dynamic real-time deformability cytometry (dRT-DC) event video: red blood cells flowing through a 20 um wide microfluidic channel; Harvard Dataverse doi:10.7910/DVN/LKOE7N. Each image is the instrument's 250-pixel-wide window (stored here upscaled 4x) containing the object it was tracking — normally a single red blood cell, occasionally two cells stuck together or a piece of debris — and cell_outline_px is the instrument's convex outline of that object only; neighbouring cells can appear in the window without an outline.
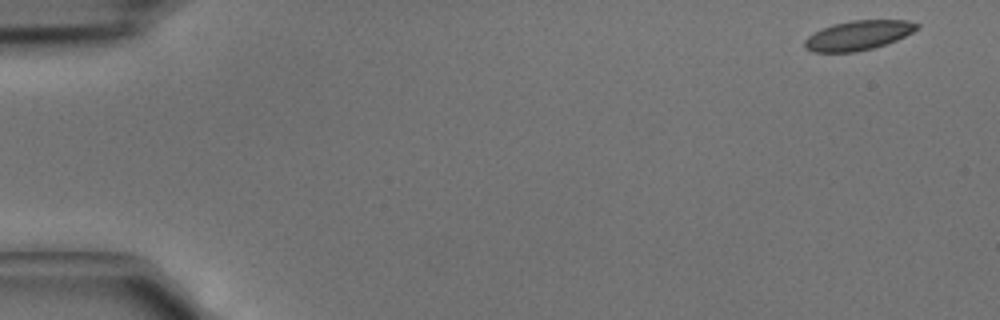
{"species": "common noctule bat (a hibernating species)", "species_latin": "Nyctalus noctula", "temperature_condition": "cold", "stored_images_in_passage": 3, "camera_frame_rate_fps": 3000, "um_per_image_px": 0.085, "animal": {"sex": "male", "body_mass_g": 15.6}, "frame": {"image": 1, "passage_image": 1, "time_ms": 0.0, "image_size_px": [1000, 320], "cell_outline_px": [[920, 28], [896, 40], [872, 48], [856, 52], [812, 52], [804, 48], [804, 40], [808, 36], [832, 24], [852, 20], [908, 20], [920, 24]], "centroid_in_image_um": [72.95, 3.0], "position_along_channel_um": 12.0, "area_um2": 19.25}}
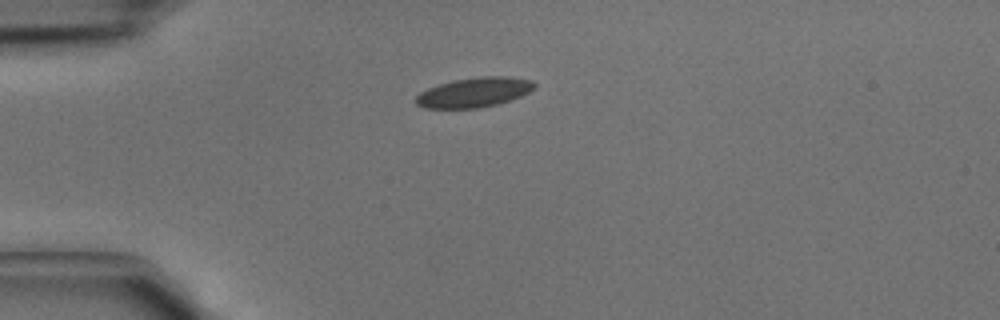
{"frame": {"image": 2, "passage_image": 3, "time_ms": 0.667, "image_size_px": [1000, 320], "cell_outline_px": [[536, 88], [520, 96], [496, 104], [480, 108], [424, 108], [416, 104], [412, 100], [420, 92], [428, 88], [452, 80], [480, 76], [512, 76], [532, 80], [536, 84]], "centroid_in_image_um": [40.29, 7.84], "position_along_channel_um": 44.7, "area_um2": 20.69}}